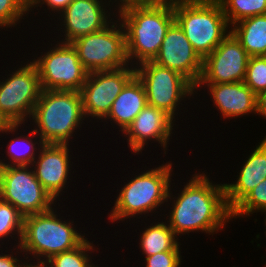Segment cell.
<instances>
[{
    "mask_svg": "<svg viewBox=\"0 0 266 267\" xmlns=\"http://www.w3.org/2000/svg\"><path fill=\"white\" fill-rule=\"evenodd\" d=\"M196 170L194 169V174L189 179L186 178V183L184 180L183 183L172 180L164 207L162 218L166 219L179 240L186 234L189 236L190 233L197 232L207 236L217 235L218 232L225 231L227 223L232 222L231 210L226 203L224 182H214L209 177L210 173L208 175L206 172L207 169ZM178 184L182 187L179 188Z\"/></svg>",
    "mask_w": 266,
    "mask_h": 267,
    "instance_id": "obj_1",
    "label": "cell"
},
{
    "mask_svg": "<svg viewBox=\"0 0 266 267\" xmlns=\"http://www.w3.org/2000/svg\"><path fill=\"white\" fill-rule=\"evenodd\" d=\"M172 162L171 160L166 162L163 160L161 165L152 166L150 164V167L153 168H149L144 164L145 166H141L142 171L137 168L135 174L133 173L134 170L131 172V177H124V180H121V187L118 184L116 186L117 194L114 196L116 199L113 200L114 202L112 203L114 204L110 208V212L107 213L108 222L111 221L112 225L117 223L118 226V223L122 221L123 225L124 223L125 225L129 223L131 226L132 221H138L140 218L141 220L142 218L143 220H149L148 216L151 219L152 216L154 218L163 217L165 209L163 207L167 202L169 187L173 180L172 178L175 179V171L173 169L176 166ZM139 171L141 172L139 173Z\"/></svg>",
    "mask_w": 266,
    "mask_h": 267,
    "instance_id": "obj_2",
    "label": "cell"
},
{
    "mask_svg": "<svg viewBox=\"0 0 266 267\" xmlns=\"http://www.w3.org/2000/svg\"><path fill=\"white\" fill-rule=\"evenodd\" d=\"M133 67L157 56L169 27L175 22L174 0H149L117 10Z\"/></svg>",
    "mask_w": 266,
    "mask_h": 267,
    "instance_id": "obj_3",
    "label": "cell"
},
{
    "mask_svg": "<svg viewBox=\"0 0 266 267\" xmlns=\"http://www.w3.org/2000/svg\"><path fill=\"white\" fill-rule=\"evenodd\" d=\"M60 204L63 202L56 203L46 212L24 217L20 248L28 262L43 264L51 256L70 251L87 239L88 234L80 231L82 228L78 221H74L75 217L70 214L63 216L66 210L62 208L66 205Z\"/></svg>",
    "mask_w": 266,
    "mask_h": 267,
    "instance_id": "obj_4",
    "label": "cell"
},
{
    "mask_svg": "<svg viewBox=\"0 0 266 267\" xmlns=\"http://www.w3.org/2000/svg\"><path fill=\"white\" fill-rule=\"evenodd\" d=\"M29 122L44 144L71 146L81 136L85 122V129L89 125L84 116L80 92L65 90L42 89Z\"/></svg>",
    "mask_w": 266,
    "mask_h": 267,
    "instance_id": "obj_5",
    "label": "cell"
},
{
    "mask_svg": "<svg viewBox=\"0 0 266 267\" xmlns=\"http://www.w3.org/2000/svg\"><path fill=\"white\" fill-rule=\"evenodd\" d=\"M175 21L204 59L231 32L217 0H174Z\"/></svg>",
    "mask_w": 266,
    "mask_h": 267,
    "instance_id": "obj_6",
    "label": "cell"
},
{
    "mask_svg": "<svg viewBox=\"0 0 266 267\" xmlns=\"http://www.w3.org/2000/svg\"><path fill=\"white\" fill-rule=\"evenodd\" d=\"M135 74L145 87L147 105L164 111L175 122L182 113L189 111L185 106L188 105L186 101L192 99L191 101L196 103L195 86L174 70L154 61H146L135 67Z\"/></svg>",
    "mask_w": 266,
    "mask_h": 267,
    "instance_id": "obj_7",
    "label": "cell"
},
{
    "mask_svg": "<svg viewBox=\"0 0 266 267\" xmlns=\"http://www.w3.org/2000/svg\"><path fill=\"white\" fill-rule=\"evenodd\" d=\"M47 42L41 43L43 50L40 52L37 49L41 47H37L35 52L38 53H28L33 55L28 58L37 68L41 88L79 92L89 72L79 61L77 50L71 43L52 41L51 38Z\"/></svg>",
    "mask_w": 266,
    "mask_h": 267,
    "instance_id": "obj_8",
    "label": "cell"
},
{
    "mask_svg": "<svg viewBox=\"0 0 266 267\" xmlns=\"http://www.w3.org/2000/svg\"><path fill=\"white\" fill-rule=\"evenodd\" d=\"M23 56L20 66L6 67L0 77V111L12 124H28L42 91L36 66Z\"/></svg>",
    "mask_w": 266,
    "mask_h": 267,
    "instance_id": "obj_9",
    "label": "cell"
},
{
    "mask_svg": "<svg viewBox=\"0 0 266 267\" xmlns=\"http://www.w3.org/2000/svg\"><path fill=\"white\" fill-rule=\"evenodd\" d=\"M71 44L88 72L115 70L130 65L125 31L117 17L104 29L80 36Z\"/></svg>",
    "mask_w": 266,
    "mask_h": 267,
    "instance_id": "obj_10",
    "label": "cell"
},
{
    "mask_svg": "<svg viewBox=\"0 0 266 267\" xmlns=\"http://www.w3.org/2000/svg\"><path fill=\"white\" fill-rule=\"evenodd\" d=\"M0 199L24 217L50 210L56 203L37 180L31 166L0 167Z\"/></svg>",
    "mask_w": 266,
    "mask_h": 267,
    "instance_id": "obj_11",
    "label": "cell"
},
{
    "mask_svg": "<svg viewBox=\"0 0 266 267\" xmlns=\"http://www.w3.org/2000/svg\"><path fill=\"white\" fill-rule=\"evenodd\" d=\"M116 17L117 11L105 0H72L57 19L53 20L55 24L52 22L47 27L50 29L56 25L52 28L54 31H50V34L58 33L52 40L71 43L80 36L104 29Z\"/></svg>",
    "mask_w": 266,
    "mask_h": 267,
    "instance_id": "obj_12",
    "label": "cell"
},
{
    "mask_svg": "<svg viewBox=\"0 0 266 267\" xmlns=\"http://www.w3.org/2000/svg\"><path fill=\"white\" fill-rule=\"evenodd\" d=\"M134 75L135 67L131 65L115 70L88 73L79 91L84 116L88 123H97L96 126L100 124L108 115L116 97Z\"/></svg>",
    "mask_w": 266,
    "mask_h": 267,
    "instance_id": "obj_13",
    "label": "cell"
},
{
    "mask_svg": "<svg viewBox=\"0 0 266 267\" xmlns=\"http://www.w3.org/2000/svg\"><path fill=\"white\" fill-rule=\"evenodd\" d=\"M72 148L69 144H44L31 164L37 180L56 202L66 201L64 194L68 191L71 195L68 188L71 185L75 187L74 183H70L76 178L72 175L75 173L72 169L75 168L73 161L77 157H73Z\"/></svg>",
    "mask_w": 266,
    "mask_h": 267,
    "instance_id": "obj_14",
    "label": "cell"
},
{
    "mask_svg": "<svg viewBox=\"0 0 266 267\" xmlns=\"http://www.w3.org/2000/svg\"><path fill=\"white\" fill-rule=\"evenodd\" d=\"M178 126L179 124L177 125L167 113L147 105L119 136H122V141L125 139L127 147L134 156L140 154L145 156L143 151H147L145 148L152 143H156L155 146L159 145L163 151L160 154L166 156L170 151L168 146L172 143V136L175 137L174 131L176 128L179 129Z\"/></svg>",
    "mask_w": 266,
    "mask_h": 267,
    "instance_id": "obj_15",
    "label": "cell"
},
{
    "mask_svg": "<svg viewBox=\"0 0 266 267\" xmlns=\"http://www.w3.org/2000/svg\"><path fill=\"white\" fill-rule=\"evenodd\" d=\"M249 57L240 41L230 32L203 59L202 75L198 83H232L244 81Z\"/></svg>",
    "mask_w": 266,
    "mask_h": 267,
    "instance_id": "obj_16",
    "label": "cell"
},
{
    "mask_svg": "<svg viewBox=\"0 0 266 267\" xmlns=\"http://www.w3.org/2000/svg\"><path fill=\"white\" fill-rule=\"evenodd\" d=\"M153 61L180 73L194 86L198 84L202 75L203 59L193 49L183 29L176 21L169 27Z\"/></svg>",
    "mask_w": 266,
    "mask_h": 267,
    "instance_id": "obj_17",
    "label": "cell"
},
{
    "mask_svg": "<svg viewBox=\"0 0 266 267\" xmlns=\"http://www.w3.org/2000/svg\"><path fill=\"white\" fill-rule=\"evenodd\" d=\"M210 96L214 110L217 109L223 119H236L257 114V95L244 83H198L195 86V94L200 97L201 91ZM199 92V93H198ZM249 114V115H248ZM246 115V116H245Z\"/></svg>",
    "mask_w": 266,
    "mask_h": 267,
    "instance_id": "obj_18",
    "label": "cell"
},
{
    "mask_svg": "<svg viewBox=\"0 0 266 267\" xmlns=\"http://www.w3.org/2000/svg\"><path fill=\"white\" fill-rule=\"evenodd\" d=\"M256 143L237 172L235 181L224 182L227 207L232 210L252 189L266 179V139ZM248 155V156H247Z\"/></svg>",
    "mask_w": 266,
    "mask_h": 267,
    "instance_id": "obj_19",
    "label": "cell"
},
{
    "mask_svg": "<svg viewBox=\"0 0 266 267\" xmlns=\"http://www.w3.org/2000/svg\"><path fill=\"white\" fill-rule=\"evenodd\" d=\"M146 106L145 87L135 74L112 103L108 115L100 122L101 125L104 123L102 128L109 127L110 122V127L119 129L115 135H121Z\"/></svg>",
    "mask_w": 266,
    "mask_h": 267,
    "instance_id": "obj_20",
    "label": "cell"
},
{
    "mask_svg": "<svg viewBox=\"0 0 266 267\" xmlns=\"http://www.w3.org/2000/svg\"><path fill=\"white\" fill-rule=\"evenodd\" d=\"M4 134L0 138L8 135L10 139L8 138L9 141H6L5 144H0V146H3L2 148L0 147V154L2 155L0 156V167L31 166L38 156L41 147L44 145V142L31 128V125L29 123L28 126L27 123H15ZM5 145L7 146L4 147ZM3 150L4 153H1Z\"/></svg>",
    "mask_w": 266,
    "mask_h": 267,
    "instance_id": "obj_21",
    "label": "cell"
},
{
    "mask_svg": "<svg viewBox=\"0 0 266 267\" xmlns=\"http://www.w3.org/2000/svg\"><path fill=\"white\" fill-rule=\"evenodd\" d=\"M140 222L144 223L145 225L143 226ZM132 223H136V225L141 224L140 226H142L140 231V226L137 225V228L139 230L138 233H140L137 234V237L140 238H137L136 241L139 240L137 242V244L139 245L137 246V248L140 249V252L142 253L141 255H143V257L166 251H182L180 246L182 245V243L179 242V239L174 234L173 230L169 227L165 219H162L161 217L154 220L149 219V221L147 219L146 221L142 219L141 221L138 220V223L137 221Z\"/></svg>",
    "mask_w": 266,
    "mask_h": 267,
    "instance_id": "obj_22",
    "label": "cell"
},
{
    "mask_svg": "<svg viewBox=\"0 0 266 267\" xmlns=\"http://www.w3.org/2000/svg\"><path fill=\"white\" fill-rule=\"evenodd\" d=\"M231 32L249 56H263L266 53V14L238 21L231 26Z\"/></svg>",
    "mask_w": 266,
    "mask_h": 267,
    "instance_id": "obj_23",
    "label": "cell"
},
{
    "mask_svg": "<svg viewBox=\"0 0 266 267\" xmlns=\"http://www.w3.org/2000/svg\"><path fill=\"white\" fill-rule=\"evenodd\" d=\"M96 247V244L87 238L78 247L70 251L55 254L43 264L45 267H93L95 264L92 260L93 253L95 255L102 253L99 252L100 248Z\"/></svg>",
    "mask_w": 266,
    "mask_h": 267,
    "instance_id": "obj_24",
    "label": "cell"
},
{
    "mask_svg": "<svg viewBox=\"0 0 266 267\" xmlns=\"http://www.w3.org/2000/svg\"><path fill=\"white\" fill-rule=\"evenodd\" d=\"M23 224L24 216L12 204L0 199V241H7L9 247L20 246Z\"/></svg>",
    "mask_w": 266,
    "mask_h": 267,
    "instance_id": "obj_25",
    "label": "cell"
},
{
    "mask_svg": "<svg viewBox=\"0 0 266 267\" xmlns=\"http://www.w3.org/2000/svg\"><path fill=\"white\" fill-rule=\"evenodd\" d=\"M231 27L238 21L266 14V0H217Z\"/></svg>",
    "mask_w": 266,
    "mask_h": 267,
    "instance_id": "obj_26",
    "label": "cell"
},
{
    "mask_svg": "<svg viewBox=\"0 0 266 267\" xmlns=\"http://www.w3.org/2000/svg\"><path fill=\"white\" fill-rule=\"evenodd\" d=\"M266 212V179L252 189L232 210L231 219L251 217L253 213Z\"/></svg>",
    "mask_w": 266,
    "mask_h": 267,
    "instance_id": "obj_27",
    "label": "cell"
},
{
    "mask_svg": "<svg viewBox=\"0 0 266 267\" xmlns=\"http://www.w3.org/2000/svg\"><path fill=\"white\" fill-rule=\"evenodd\" d=\"M28 16L29 8L26 0H0V29L2 31H11L13 33L11 29L14 27H16L14 28L16 29L15 31H17L21 28V23H26L23 21L26 18L28 19Z\"/></svg>",
    "mask_w": 266,
    "mask_h": 267,
    "instance_id": "obj_28",
    "label": "cell"
},
{
    "mask_svg": "<svg viewBox=\"0 0 266 267\" xmlns=\"http://www.w3.org/2000/svg\"><path fill=\"white\" fill-rule=\"evenodd\" d=\"M244 83L256 94L266 90V58L250 56Z\"/></svg>",
    "mask_w": 266,
    "mask_h": 267,
    "instance_id": "obj_29",
    "label": "cell"
},
{
    "mask_svg": "<svg viewBox=\"0 0 266 267\" xmlns=\"http://www.w3.org/2000/svg\"><path fill=\"white\" fill-rule=\"evenodd\" d=\"M71 2H72V0H37L29 8V14H30L29 16L31 17L34 14L33 16L36 17L37 14L39 13L38 15H40L42 17V15L40 13H43V14L46 13V14H44V16L46 15V17H49V18L48 19L46 18L45 21L51 20V22L49 21V24H50V23H52V20L56 19V17L58 15H60ZM36 10H38V12L34 13L33 11H36ZM43 11H45V12H43ZM35 14H36V16H35Z\"/></svg>",
    "mask_w": 266,
    "mask_h": 267,
    "instance_id": "obj_30",
    "label": "cell"
},
{
    "mask_svg": "<svg viewBox=\"0 0 266 267\" xmlns=\"http://www.w3.org/2000/svg\"><path fill=\"white\" fill-rule=\"evenodd\" d=\"M181 251H166L156 253L155 255L145 256V267H181L184 263V256L181 255ZM183 262V263H182Z\"/></svg>",
    "mask_w": 266,
    "mask_h": 267,
    "instance_id": "obj_31",
    "label": "cell"
},
{
    "mask_svg": "<svg viewBox=\"0 0 266 267\" xmlns=\"http://www.w3.org/2000/svg\"><path fill=\"white\" fill-rule=\"evenodd\" d=\"M9 248L0 256V267H22L27 259L20 246Z\"/></svg>",
    "mask_w": 266,
    "mask_h": 267,
    "instance_id": "obj_32",
    "label": "cell"
},
{
    "mask_svg": "<svg viewBox=\"0 0 266 267\" xmlns=\"http://www.w3.org/2000/svg\"><path fill=\"white\" fill-rule=\"evenodd\" d=\"M257 115L266 119V90L257 95Z\"/></svg>",
    "mask_w": 266,
    "mask_h": 267,
    "instance_id": "obj_33",
    "label": "cell"
},
{
    "mask_svg": "<svg viewBox=\"0 0 266 267\" xmlns=\"http://www.w3.org/2000/svg\"><path fill=\"white\" fill-rule=\"evenodd\" d=\"M105 1H107L117 11L125 6L143 3L149 0H105Z\"/></svg>",
    "mask_w": 266,
    "mask_h": 267,
    "instance_id": "obj_34",
    "label": "cell"
},
{
    "mask_svg": "<svg viewBox=\"0 0 266 267\" xmlns=\"http://www.w3.org/2000/svg\"><path fill=\"white\" fill-rule=\"evenodd\" d=\"M12 123L6 118V116L0 111V137L7 131Z\"/></svg>",
    "mask_w": 266,
    "mask_h": 267,
    "instance_id": "obj_35",
    "label": "cell"
},
{
    "mask_svg": "<svg viewBox=\"0 0 266 267\" xmlns=\"http://www.w3.org/2000/svg\"><path fill=\"white\" fill-rule=\"evenodd\" d=\"M5 245V246H4ZM7 244L6 243H4V242H1L0 241V256L3 254V252H6V250L5 249H8V246H6ZM5 247V248H4Z\"/></svg>",
    "mask_w": 266,
    "mask_h": 267,
    "instance_id": "obj_36",
    "label": "cell"
},
{
    "mask_svg": "<svg viewBox=\"0 0 266 267\" xmlns=\"http://www.w3.org/2000/svg\"><path fill=\"white\" fill-rule=\"evenodd\" d=\"M29 267H45L44 264H36L33 262H29Z\"/></svg>",
    "mask_w": 266,
    "mask_h": 267,
    "instance_id": "obj_37",
    "label": "cell"
},
{
    "mask_svg": "<svg viewBox=\"0 0 266 267\" xmlns=\"http://www.w3.org/2000/svg\"><path fill=\"white\" fill-rule=\"evenodd\" d=\"M37 0H26L28 8H30Z\"/></svg>",
    "mask_w": 266,
    "mask_h": 267,
    "instance_id": "obj_38",
    "label": "cell"
},
{
    "mask_svg": "<svg viewBox=\"0 0 266 267\" xmlns=\"http://www.w3.org/2000/svg\"><path fill=\"white\" fill-rule=\"evenodd\" d=\"M261 214H264V216H265V217H264L265 219H264V222H263V223H264V225H265V229H266V212H263V213H261ZM264 233H265V238H266V230H265ZM264 267H266V262H265Z\"/></svg>",
    "mask_w": 266,
    "mask_h": 267,
    "instance_id": "obj_39",
    "label": "cell"
},
{
    "mask_svg": "<svg viewBox=\"0 0 266 267\" xmlns=\"http://www.w3.org/2000/svg\"><path fill=\"white\" fill-rule=\"evenodd\" d=\"M95 262L97 263V265H96V263H95L93 267H100V264H98L99 262H98L97 260H96ZM102 267H103V266H102Z\"/></svg>",
    "mask_w": 266,
    "mask_h": 267,
    "instance_id": "obj_40",
    "label": "cell"
},
{
    "mask_svg": "<svg viewBox=\"0 0 266 267\" xmlns=\"http://www.w3.org/2000/svg\"><path fill=\"white\" fill-rule=\"evenodd\" d=\"M22 267H29V262L27 261Z\"/></svg>",
    "mask_w": 266,
    "mask_h": 267,
    "instance_id": "obj_41",
    "label": "cell"
}]
</instances>
